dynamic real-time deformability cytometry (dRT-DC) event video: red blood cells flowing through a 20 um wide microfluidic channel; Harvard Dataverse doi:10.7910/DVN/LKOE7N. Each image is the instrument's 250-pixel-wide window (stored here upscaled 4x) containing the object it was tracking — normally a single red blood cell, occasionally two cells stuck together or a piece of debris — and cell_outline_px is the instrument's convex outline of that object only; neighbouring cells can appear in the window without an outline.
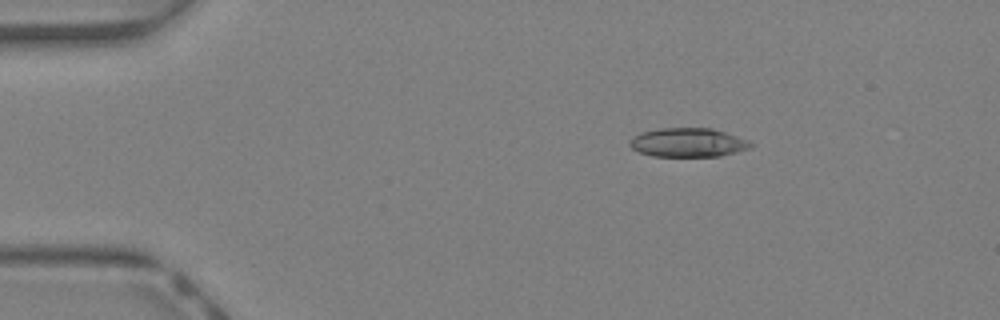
{"species": "Egyptian fruit bat (a non-hibernating species)", "species_latin": "Rousettus aegyptiacus", "temperature_condition": "warm", "stored_images_in_passage": 44, "camera_frame_rate_fps": 3000, "um_per_image_px": 0.085, "animal": {"sex": "female"}, "frame": {"image": 1, "passage_image": 8, "time_ms": 2.333, "image_size_px": [1000, 320], "cell_outline_px": [[752, 144], [748, 148], [736, 152], [720, 156], [652, 156], [640, 152], [632, 148], [628, 144], [628, 140], [640, 132], [660, 128], [712, 128], [748, 140]], "centroid_in_image_um": [58.42, 12.11], "position_along_channel_um": 26.6, "area_um2": 20.29}}
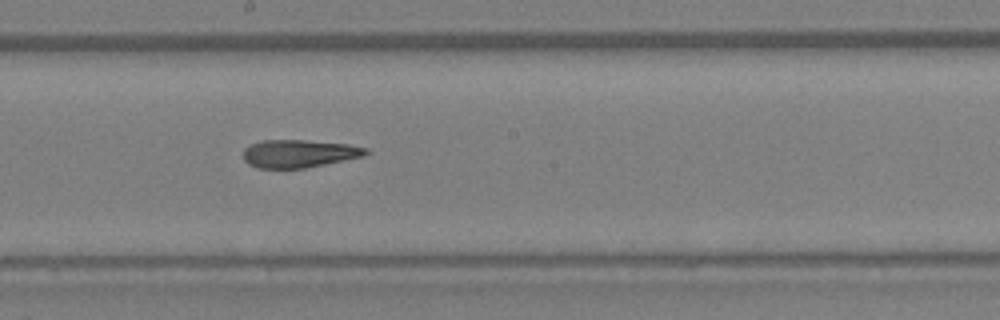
{"frame": {"image": 2, "passage_image": 25, "time_ms": 8.0, "image_size_px": [1000, 320], "cell_outline_px": [[372, 152], [364, 156], [304, 168], [256, 168], [248, 164], [244, 160], [244, 148], [252, 144], [264, 140], [304, 140], [348, 144], [368, 148]], "centroid_in_image_um": [25.44, 13.05], "position_along_channel_um": 222.8, "area_um2": 19.88}}
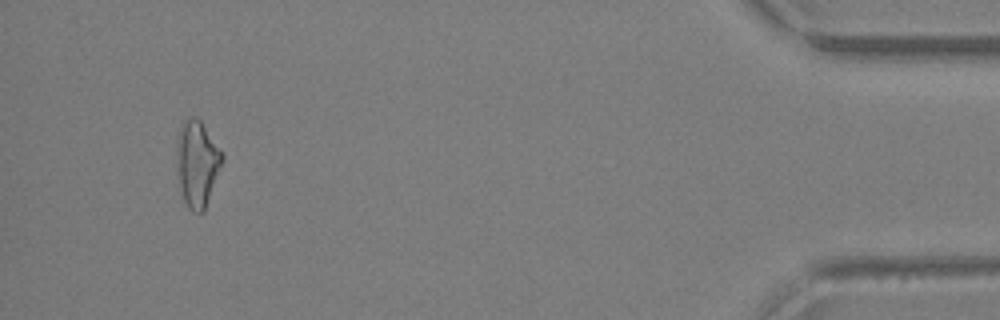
{"frame": {"image": 3, "passage_image": 42, "time_ms": 13.667, "image_size_px": [1000, 320], "cell_outline_px": [[224, 160], [204, 212], [192, 212], [188, 208], [184, 200], [180, 188], [180, 124], [184, 120], [192, 116], [196, 116], [200, 120], [224, 152]], "centroid_in_image_um": [16.85, 13.91], "position_along_channel_um": 418.3, "area_um2": 22.14}, "authors_computed_cell_mechanics": {"area_um2": 20.5768, "velocity_mm_per_s": 4.7267, "shape_relaxation_time_tau1_ms": null, "shape_relaxation_time_tau2_ms": 3.4715, "deformation_change_tau1": null, "deformation_change_tau2": 0.1496}}